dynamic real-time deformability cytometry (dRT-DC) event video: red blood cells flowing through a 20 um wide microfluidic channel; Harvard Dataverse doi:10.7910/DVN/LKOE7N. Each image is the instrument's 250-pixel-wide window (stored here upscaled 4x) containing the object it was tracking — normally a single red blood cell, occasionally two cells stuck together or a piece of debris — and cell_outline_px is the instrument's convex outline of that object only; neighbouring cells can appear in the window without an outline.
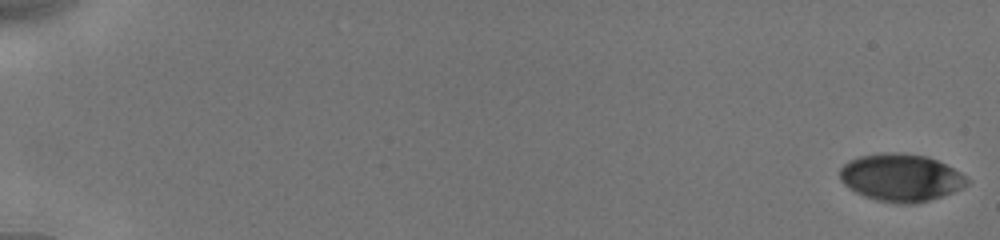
{"species": "human", "species_latin": "Homo sapiens", "temperature_condition": "cold", "stored_images_in_passage": 12, "camera_frame_rate_fps": 3000, "um_per_image_px": 0.085, "donor": {"sex": "male"}, "frame": {"image": 1, "passage_image": 1, "time_ms": 0.0, "image_size_px": [1000, 240], "cell_outline_px": [[968, 184], [952, 192], [916, 204], [896, 204], [876, 200], [864, 196], [848, 188], [840, 180], [840, 168], [848, 160], [860, 156], [880, 152], [896, 152], [928, 156], [960, 172], [968, 180]], "centroid_in_image_um": [76.52, 15.09], "position_along_channel_um": 8.5, "area_um2": 35.2}}
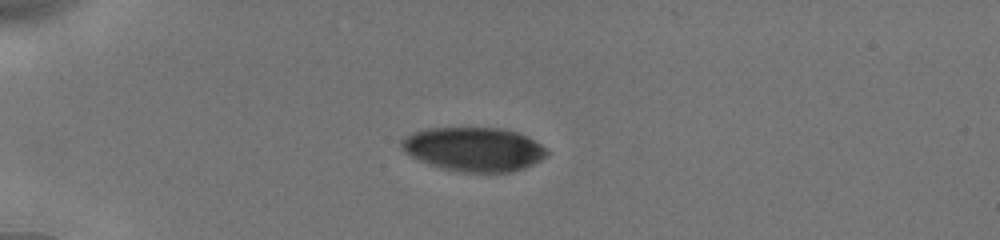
{"frame": {"image": 2, "passage_image": 9, "time_ms": 5.0, "image_size_px": [1000, 240], "cell_outline_px": [[548, 156], [524, 168], [512, 172], [464, 172], [444, 168], [428, 164], [404, 152], [400, 144], [400, 140], [404, 136], [412, 132], [428, 128], [500, 128], [516, 132], [528, 136], [540, 144], [548, 152]], "centroid_in_image_um": [40.26, 12.68], "position_along_channel_um": 44.7, "area_um2": 37.22}}
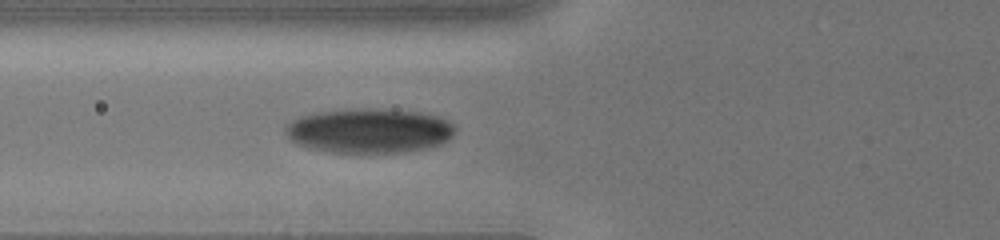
{"frame": {"image": 3, "passage_image": 12, "time_ms": 7.333, "image_size_px": [1000, 240], "cell_outline_px": [[456, 128], [452, 136], [440, 144], [424, 148], [404, 152], [328, 152], [308, 148], [296, 144], [284, 132], [284, 128], [292, 120], [300, 116], [320, 112], [364, 108], [384, 108], [420, 112], [436, 116], [452, 124]], "centroid_in_image_um": [31.35, 11.11], "position_along_channel_um": 94.4, "area_um2": 43.93}}